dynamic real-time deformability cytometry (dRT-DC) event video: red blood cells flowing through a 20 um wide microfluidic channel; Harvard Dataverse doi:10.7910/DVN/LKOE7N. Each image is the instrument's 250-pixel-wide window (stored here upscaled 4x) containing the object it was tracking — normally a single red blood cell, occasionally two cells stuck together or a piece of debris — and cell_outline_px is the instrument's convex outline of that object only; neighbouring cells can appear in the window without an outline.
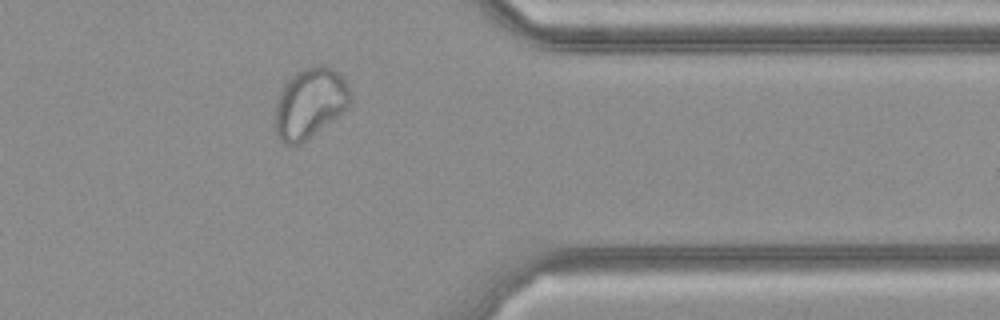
{"species": "common noctule bat (a hibernating species)", "species_latin": "Nyctalus noctula", "temperature_condition": "cold", "stored_images_in_passage": 26, "camera_frame_rate_fps": 3000, "um_per_image_px": 0.085, "animal": {"sex": "female", "body_mass_g": 21.9}, "frame": {"image": 1, "passage_image": 19, "time_ms": 6.0, "image_size_px": [1000, 320], "cell_outline_px": [[352, 100], [348, 108], [300, 144], [284, 144], [276, 136], [272, 124], [276, 104], [280, 92], [284, 84], [296, 72], [304, 68], [316, 64], [320, 64], [332, 68], [344, 80], [352, 92]], "centroid_in_image_um": [26.31, 8.77], "position_along_channel_um": 385.1, "area_um2": 31.04}}